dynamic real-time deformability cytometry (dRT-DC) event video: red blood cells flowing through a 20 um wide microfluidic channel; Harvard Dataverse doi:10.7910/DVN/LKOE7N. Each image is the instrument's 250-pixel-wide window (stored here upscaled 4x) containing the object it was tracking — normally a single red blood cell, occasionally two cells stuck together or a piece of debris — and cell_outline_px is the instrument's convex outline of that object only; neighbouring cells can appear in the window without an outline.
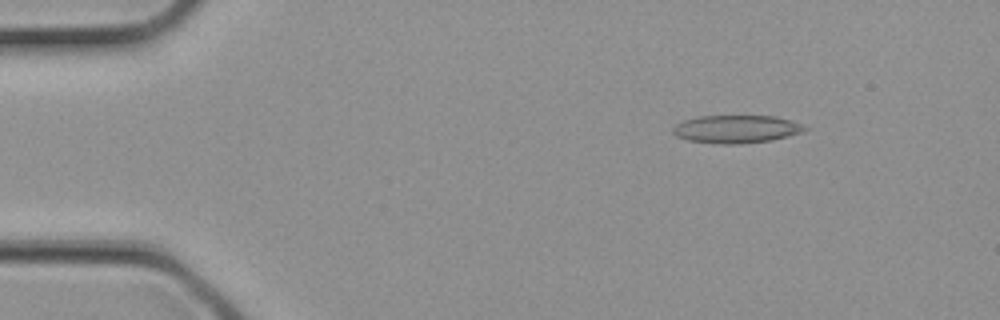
{"species": "common noctule bat (a hibernating species)", "species_latin": "Nyctalus noctula", "temperature_condition": "cold", "stored_images_in_passage": 4, "camera_frame_rate_fps": 3000, "um_per_image_px": 0.085, "animal": {"sex": "female", "body_mass_g": 21.9}, "frame": {"image": 1, "passage_image": 4, "time_ms": 1.0, "image_size_px": [1000, 320], "cell_outline_px": [[808, 128], [800, 132], [788, 136], [772, 140], [740, 144], [720, 144], [688, 140], [676, 136], [672, 132], [672, 128], [676, 124], [684, 120], [700, 116], [776, 116], [792, 120]], "centroid_in_image_um": [62.56, 10.97], "position_along_channel_um": 22.4, "area_um2": 21.39}}